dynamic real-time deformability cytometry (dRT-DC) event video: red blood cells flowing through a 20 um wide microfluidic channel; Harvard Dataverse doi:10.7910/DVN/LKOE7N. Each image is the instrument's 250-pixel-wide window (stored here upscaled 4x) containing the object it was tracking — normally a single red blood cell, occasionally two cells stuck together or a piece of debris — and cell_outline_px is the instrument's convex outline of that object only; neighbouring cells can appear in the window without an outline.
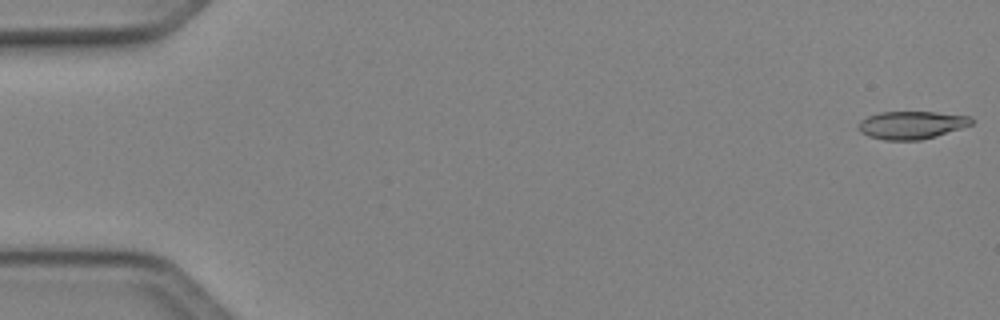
{"species": "Egyptian fruit bat (a non-hibernating species)", "species_latin": "Rousettus aegyptiacus", "temperature_condition": "cold", "stored_images_in_passage": 50, "camera_frame_rate_fps": 3000, "um_per_image_px": 0.085, "animal": {"sex": "female"}, "frame": {"image": 1, "passage_image": 1, "time_ms": 0.0, "image_size_px": [1000, 320], "cell_outline_px": [[972, 124], [936, 136], [920, 140], [884, 140], [868, 136], [860, 132], [860, 120], [868, 116], [880, 112], [936, 112], [972, 116]], "centroid_in_image_um": [77.48, 10.62], "position_along_channel_um": 7.5, "area_um2": 18.21}}
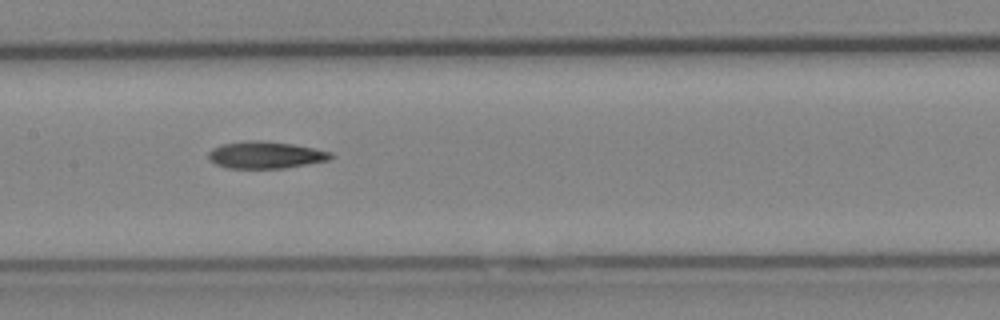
{"frame": {"image": 2, "passage_image": 25, "time_ms": 8.0, "image_size_px": [1000, 320], "cell_outline_px": [[332, 156], [328, 160], [284, 168], [224, 168], [216, 164], [208, 156], [208, 152], [212, 148], [220, 144], [248, 140], [256, 140], [292, 144], [332, 152]], "centroid_in_image_um": [22.52, 13.17], "position_along_channel_um": 184.9, "area_um2": 19.07}}
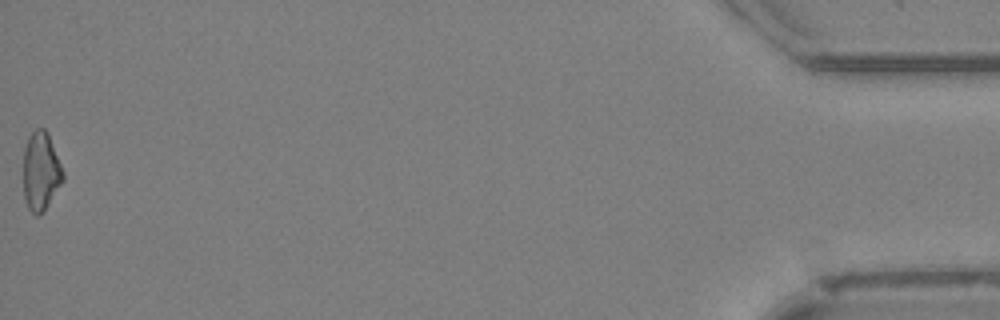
{"frame": {"image": 3, "passage_image": 50, "time_ms": 16.333, "image_size_px": [1000, 320], "cell_outline_px": [[64, 180], [44, 212], [36, 216], [28, 208], [24, 196], [24, 148], [28, 136], [36, 128], [44, 128], [48, 132], [64, 172]], "centroid_in_image_um": [3.49, 14.56], "position_along_channel_um": 431.7, "area_um2": 18.32}, "authors_computed_cell_mechanics": {"area_um2": 18.7561, "velocity_mm_per_s": 4.1382, "shape_relaxation_time_tau1_ms": 8.1021, "shape_relaxation_time_tau2_ms": null, "deformation_change_tau1": 0.1896, "deformation_change_tau2": null}}